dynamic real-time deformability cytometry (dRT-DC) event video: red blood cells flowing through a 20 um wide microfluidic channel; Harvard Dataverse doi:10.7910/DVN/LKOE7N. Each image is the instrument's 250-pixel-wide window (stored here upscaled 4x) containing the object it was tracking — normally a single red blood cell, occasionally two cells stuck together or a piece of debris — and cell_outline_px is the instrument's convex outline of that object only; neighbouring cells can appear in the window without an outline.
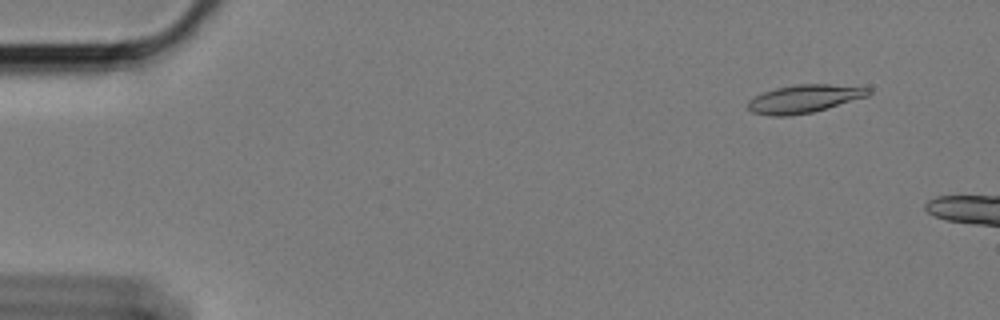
{"species": "Egyptian fruit bat (a non-hibernating species)", "species_latin": "Rousettus aegyptiacus", "temperature_condition": "cold", "stored_images_in_passage": 13, "camera_frame_rate_fps": 3000, "um_per_image_px": 0.085, "animal": {"sex": "female"}, "frame": {"image": 1, "passage_image": 6, "time_ms": 1.667, "image_size_px": [1000, 320], "cell_outline_px": [[872, 92], [868, 96], [812, 112], [788, 116], [772, 116], [752, 112], [748, 108], [748, 100], [752, 96], [776, 88], [796, 84], [828, 84], [872, 88]], "centroid_in_image_um": [68.34, 8.39], "position_along_channel_um": 16.7, "area_um2": 19.65}}